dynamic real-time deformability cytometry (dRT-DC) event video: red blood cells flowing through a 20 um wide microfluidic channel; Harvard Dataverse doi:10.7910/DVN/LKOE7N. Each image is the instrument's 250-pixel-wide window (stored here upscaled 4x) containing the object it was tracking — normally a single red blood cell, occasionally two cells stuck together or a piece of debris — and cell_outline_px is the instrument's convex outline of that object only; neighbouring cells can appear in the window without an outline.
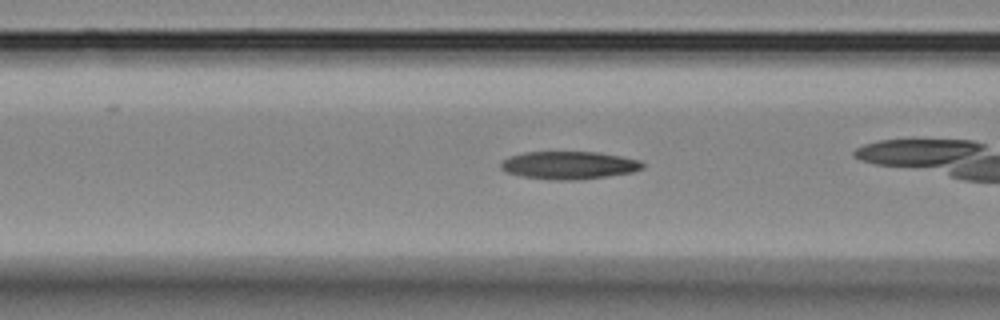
{"species": "Egyptian fruit bat (a non-hibernating species)", "species_latin": "Rousettus aegyptiacus", "temperature_condition": "room temperature", "stored_images_in_passage": 42, "camera_frame_rate_fps": 3000, "um_per_image_px": 0.085, "animal": {"sex": "female"}, "frame": {"image": 1, "passage_image": 7, "time_ms": 2.0, "image_size_px": [1000, 320], "cell_outline_px": [[644, 168], [632, 172], [576, 180], [548, 180], [520, 176], [508, 172], [500, 168], [500, 164], [508, 156], [524, 152], [596, 152], [620, 156], [640, 160], [644, 164]], "centroid_in_image_um": [48.33, 14.04], "position_along_channel_um": 118.3, "area_um2": 22.95}}
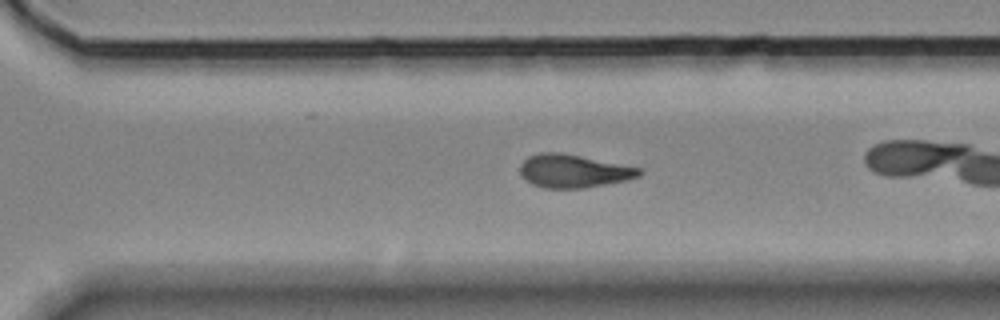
{"frame": {"image": 2, "passage_image": 24, "time_ms": 7.667, "image_size_px": [1000, 320], "cell_outline_px": [[644, 172], [640, 176], [628, 180], [584, 188], [544, 188], [532, 184], [520, 172], [520, 164], [528, 156], [540, 152], [560, 152], [640, 168]], "centroid_in_image_um": [48.76, 14.54], "position_along_channel_um": 321.8, "area_um2": 22.89}, "authors_computed_cell_mechanics": {"area_um2": 22.831, "velocity_mm_per_s": 3.5955, "shape_relaxation_time_tau1_ms": null, "shape_relaxation_time_tau2_ms": 6.2851, "deformation_change_tau1": null, "deformation_change_tau2": 0.1491}}